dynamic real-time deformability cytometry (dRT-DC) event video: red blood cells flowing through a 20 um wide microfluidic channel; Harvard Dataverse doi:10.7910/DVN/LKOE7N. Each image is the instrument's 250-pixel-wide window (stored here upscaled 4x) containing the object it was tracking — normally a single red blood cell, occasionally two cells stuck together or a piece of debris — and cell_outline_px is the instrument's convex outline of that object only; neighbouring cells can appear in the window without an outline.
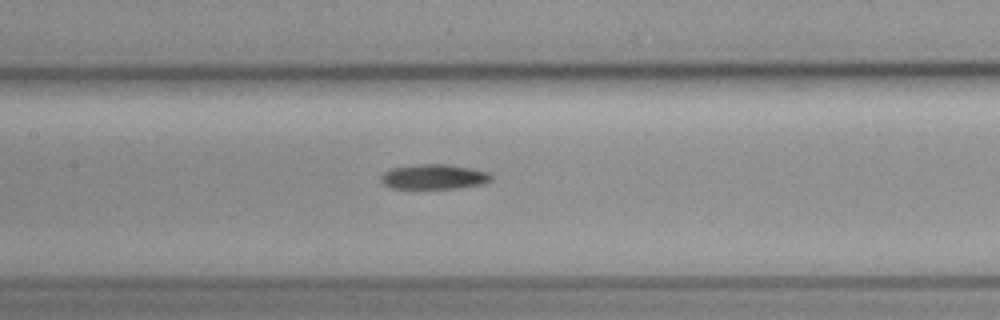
{"species": "common noctule bat (a hibernating species)", "species_latin": "Nyctalus noctula", "temperature_condition": "cold", "stored_images_in_passage": 8, "camera_frame_rate_fps": 3000, "um_per_image_px": 0.085, "animal": {"sex": "female", "body_mass_g": 19.3, "forearm_length_mm": 54.1}, "frame": {"image": 1, "passage_image": 8, "time_ms": 9.0, "image_size_px": [1000, 320], "cell_outline_px": [[492, 180], [484, 184], [456, 188], [392, 188], [384, 184], [380, 180], [380, 176], [384, 172], [392, 168], [420, 164], [444, 164], [472, 168], [488, 172], [492, 176]], "centroid_in_image_um": [36.9, 15.02], "position_along_channel_um": 170.5, "area_um2": 15.95}}